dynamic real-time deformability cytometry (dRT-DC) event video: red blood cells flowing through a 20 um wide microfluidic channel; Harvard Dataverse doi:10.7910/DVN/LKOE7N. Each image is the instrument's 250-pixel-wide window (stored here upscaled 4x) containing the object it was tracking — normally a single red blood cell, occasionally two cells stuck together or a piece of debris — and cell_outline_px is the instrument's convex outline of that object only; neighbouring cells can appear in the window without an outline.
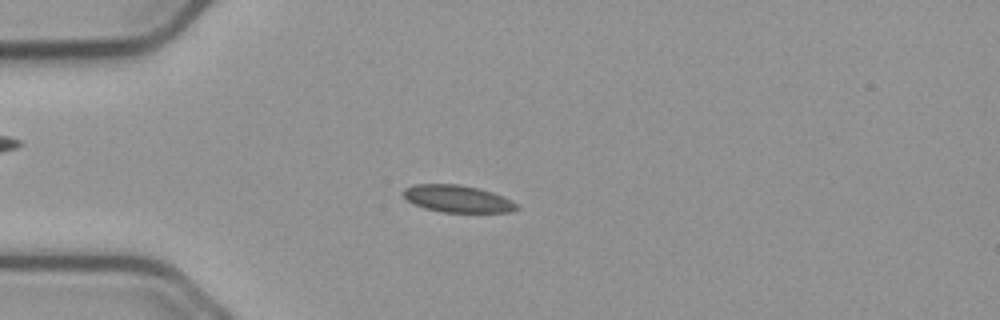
{"species": "common noctule bat (a hibernating species)", "species_latin": "Nyctalus noctula", "temperature_condition": "cold", "stored_images_in_passage": 55, "camera_frame_rate_fps": 3000, "um_per_image_px": 0.085, "animal": {"sex": "male", "body_mass_g": 23.1, "forearm_length_mm": 52.7}, "frame": {"image": 1, "passage_image": 14, "time_ms": 4.333, "image_size_px": [1000, 320], "cell_outline_px": [[520, 208], [508, 212], [440, 212], [424, 208], [412, 204], [400, 192], [404, 188], [412, 184], [460, 184], [480, 188], [492, 192], [512, 200], [520, 204]], "centroid_in_image_um": [38.87, 16.89], "position_along_channel_um": 46.1, "area_um2": 18.26}}
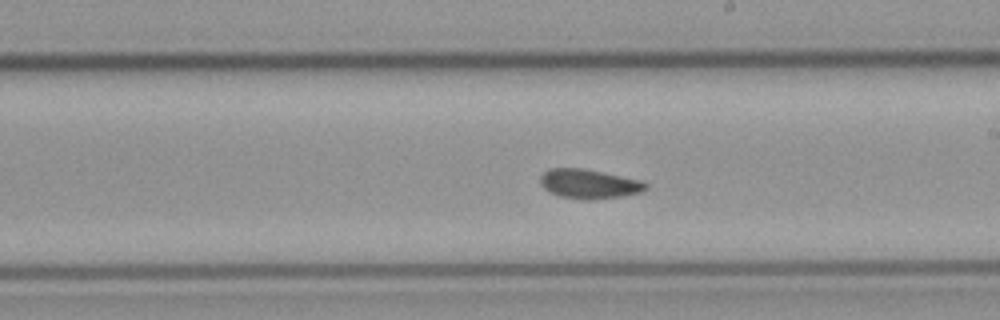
{"frame": {"image": 2, "passage_image": 31, "time_ms": 10.0, "image_size_px": [1000, 320], "cell_outline_px": [[648, 188], [640, 192], [620, 196], [592, 200], [580, 200], [560, 196], [548, 192], [540, 184], [540, 176], [548, 168], [584, 168], [644, 180], [648, 184]], "centroid_in_image_um": [50.07, 15.63], "position_along_channel_um": 238.9, "area_um2": 18.38}}
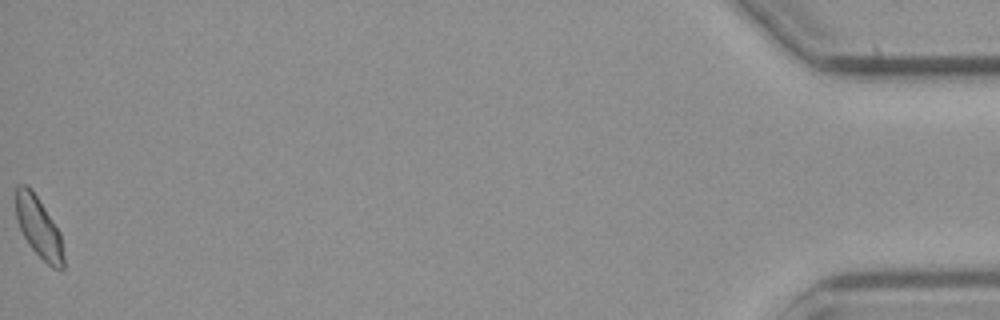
{"frame": {"image": 3, "passage_image": 55, "time_ms": 18.0, "image_size_px": [1000, 320], "cell_outline_px": [[64, 268], [52, 268], [28, 244], [16, 220], [16, 184], [24, 184], [36, 196], [60, 232], [64, 256]], "centroid_in_image_um": [3.29, 19.35], "position_along_channel_um": 431.9, "area_um2": 16.47}, "authors_computed_cell_mechanics": {"area_um2": 17.6868, "velocity_mm_per_s": 3.73, "shape_relaxation_time_tau1_ms": null, "shape_relaxation_time_tau2_ms": 2.9111, "deformation_change_tau1": null, "deformation_change_tau2": 0.0632}}